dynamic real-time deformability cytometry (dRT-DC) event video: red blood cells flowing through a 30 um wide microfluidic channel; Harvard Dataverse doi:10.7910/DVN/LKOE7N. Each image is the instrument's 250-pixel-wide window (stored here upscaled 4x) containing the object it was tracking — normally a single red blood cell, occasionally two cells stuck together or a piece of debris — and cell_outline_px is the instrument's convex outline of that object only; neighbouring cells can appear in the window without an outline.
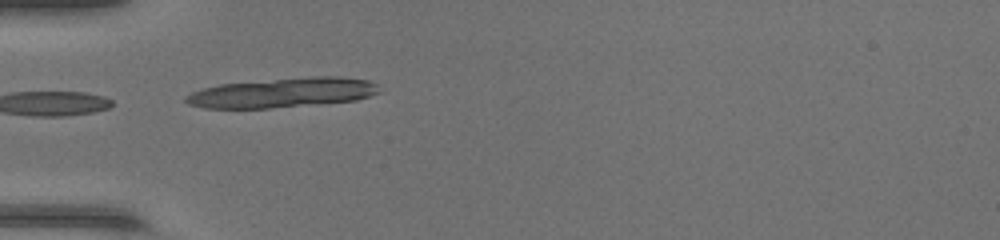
{"species": "common noctule bat (a hibernating species)", "species_latin": "Nyctalus noctula", "temperature_condition": "warm", "stored_images_in_passage": 17, "camera_frame_rate_fps": 3000, "um_per_image_px": 0.085, "animal": {"sex": "female", "body_mass_g": 17.0, "forearm_length_mm": 48.0}, "frame": {"image": 1, "passage_image": 13, "time_ms": 4.0, "image_size_px": [1000, 240], "cell_outline_px": [[380, 92], [356, 100], [268, 108], [204, 108], [188, 104], [184, 100], [184, 96], [192, 92], [204, 88], [220, 84], [312, 76], [336, 76], [368, 80], [376, 84]], "centroid_in_image_um": [23.99, 7.87], "position_along_channel_um": 61.0, "area_um2": 33.06}}